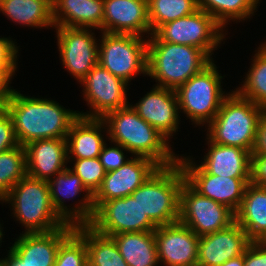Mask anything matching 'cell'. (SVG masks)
<instances>
[{"label":"cell","instance_id":"1","mask_svg":"<svg viewBox=\"0 0 266 266\" xmlns=\"http://www.w3.org/2000/svg\"><path fill=\"white\" fill-rule=\"evenodd\" d=\"M11 116L19 145L51 138H67L78 112L65 109L54 100L35 98L13 90L5 108Z\"/></svg>","mask_w":266,"mask_h":266},{"label":"cell","instance_id":"2","mask_svg":"<svg viewBox=\"0 0 266 266\" xmlns=\"http://www.w3.org/2000/svg\"><path fill=\"white\" fill-rule=\"evenodd\" d=\"M102 120L113 145H121L133 155L149 158L159 166L178 162L179 156L174 154L169 140L144 121L131 104L107 113Z\"/></svg>","mask_w":266,"mask_h":266},{"label":"cell","instance_id":"3","mask_svg":"<svg viewBox=\"0 0 266 266\" xmlns=\"http://www.w3.org/2000/svg\"><path fill=\"white\" fill-rule=\"evenodd\" d=\"M147 36V75L158 82L155 86L176 90L213 61L197 47Z\"/></svg>","mask_w":266,"mask_h":266},{"label":"cell","instance_id":"4","mask_svg":"<svg viewBox=\"0 0 266 266\" xmlns=\"http://www.w3.org/2000/svg\"><path fill=\"white\" fill-rule=\"evenodd\" d=\"M263 110L264 107L242 97L236 91L229 92L217 115L207 126V139L252 153Z\"/></svg>","mask_w":266,"mask_h":266},{"label":"cell","instance_id":"5","mask_svg":"<svg viewBox=\"0 0 266 266\" xmlns=\"http://www.w3.org/2000/svg\"><path fill=\"white\" fill-rule=\"evenodd\" d=\"M0 201L11 204L26 233L50 232L66 225L54 210L48 181L26 174Z\"/></svg>","mask_w":266,"mask_h":266},{"label":"cell","instance_id":"6","mask_svg":"<svg viewBox=\"0 0 266 266\" xmlns=\"http://www.w3.org/2000/svg\"><path fill=\"white\" fill-rule=\"evenodd\" d=\"M185 175L179 162L159 166L131 196L158 227L179 221L180 190Z\"/></svg>","mask_w":266,"mask_h":266},{"label":"cell","instance_id":"7","mask_svg":"<svg viewBox=\"0 0 266 266\" xmlns=\"http://www.w3.org/2000/svg\"><path fill=\"white\" fill-rule=\"evenodd\" d=\"M222 78L212 61L200 73L179 86L175 93L180 112L183 110L182 113L198 126L208 125L228 95L222 90Z\"/></svg>","mask_w":266,"mask_h":266},{"label":"cell","instance_id":"8","mask_svg":"<svg viewBox=\"0 0 266 266\" xmlns=\"http://www.w3.org/2000/svg\"><path fill=\"white\" fill-rule=\"evenodd\" d=\"M101 33L98 63L102 67L127 83L139 73L147 75L148 39L134 34Z\"/></svg>","mask_w":266,"mask_h":266},{"label":"cell","instance_id":"9","mask_svg":"<svg viewBox=\"0 0 266 266\" xmlns=\"http://www.w3.org/2000/svg\"><path fill=\"white\" fill-rule=\"evenodd\" d=\"M223 28L204 10L160 25L152 34L159 40L190 45L202 49L212 60L214 50L221 44Z\"/></svg>","mask_w":266,"mask_h":266},{"label":"cell","instance_id":"10","mask_svg":"<svg viewBox=\"0 0 266 266\" xmlns=\"http://www.w3.org/2000/svg\"><path fill=\"white\" fill-rule=\"evenodd\" d=\"M179 221L202 236L230 226L235 222V212L201 195L184 180L180 190Z\"/></svg>","mask_w":266,"mask_h":266},{"label":"cell","instance_id":"11","mask_svg":"<svg viewBox=\"0 0 266 266\" xmlns=\"http://www.w3.org/2000/svg\"><path fill=\"white\" fill-rule=\"evenodd\" d=\"M88 225L96 232L110 237L120 233L152 232L157 229L131 195L101 202L94 209L93 218Z\"/></svg>","mask_w":266,"mask_h":266},{"label":"cell","instance_id":"12","mask_svg":"<svg viewBox=\"0 0 266 266\" xmlns=\"http://www.w3.org/2000/svg\"><path fill=\"white\" fill-rule=\"evenodd\" d=\"M75 230L66 224L50 232H22L9 247L8 257L0 259L2 266H54L60 244Z\"/></svg>","mask_w":266,"mask_h":266},{"label":"cell","instance_id":"13","mask_svg":"<svg viewBox=\"0 0 266 266\" xmlns=\"http://www.w3.org/2000/svg\"><path fill=\"white\" fill-rule=\"evenodd\" d=\"M79 83L84 86V99L91 109L86 113L77 111L81 117L102 119L107 113L130 104L126 93L128 83L99 63Z\"/></svg>","mask_w":266,"mask_h":266},{"label":"cell","instance_id":"14","mask_svg":"<svg viewBox=\"0 0 266 266\" xmlns=\"http://www.w3.org/2000/svg\"><path fill=\"white\" fill-rule=\"evenodd\" d=\"M185 180L201 195L226 205L236 212L243 200L244 191L251 178H231L206 173L187 157H178Z\"/></svg>","mask_w":266,"mask_h":266},{"label":"cell","instance_id":"15","mask_svg":"<svg viewBox=\"0 0 266 266\" xmlns=\"http://www.w3.org/2000/svg\"><path fill=\"white\" fill-rule=\"evenodd\" d=\"M54 28L62 65L78 82L82 81L98 64L99 43L94 37L95 33L91 28Z\"/></svg>","mask_w":266,"mask_h":266},{"label":"cell","instance_id":"16","mask_svg":"<svg viewBox=\"0 0 266 266\" xmlns=\"http://www.w3.org/2000/svg\"><path fill=\"white\" fill-rule=\"evenodd\" d=\"M54 177L48 184L51 201L58 216L66 224L73 226L89 224L94 215L93 195L83 185L81 178L68 167ZM81 192H85L84 198L75 207L71 209L64 204L65 199L76 198Z\"/></svg>","mask_w":266,"mask_h":266},{"label":"cell","instance_id":"17","mask_svg":"<svg viewBox=\"0 0 266 266\" xmlns=\"http://www.w3.org/2000/svg\"><path fill=\"white\" fill-rule=\"evenodd\" d=\"M159 263L165 266H197L200 236L180 221L154 231Z\"/></svg>","mask_w":266,"mask_h":266},{"label":"cell","instance_id":"18","mask_svg":"<svg viewBox=\"0 0 266 266\" xmlns=\"http://www.w3.org/2000/svg\"><path fill=\"white\" fill-rule=\"evenodd\" d=\"M117 170L107 172L93 195L94 209L101 203L131 195L159 167L153 160L134 156Z\"/></svg>","mask_w":266,"mask_h":266},{"label":"cell","instance_id":"19","mask_svg":"<svg viewBox=\"0 0 266 266\" xmlns=\"http://www.w3.org/2000/svg\"><path fill=\"white\" fill-rule=\"evenodd\" d=\"M252 241L235 221L225 229L200 236L197 266H219L243 255Z\"/></svg>","mask_w":266,"mask_h":266},{"label":"cell","instance_id":"20","mask_svg":"<svg viewBox=\"0 0 266 266\" xmlns=\"http://www.w3.org/2000/svg\"><path fill=\"white\" fill-rule=\"evenodd\" d=\"M131 107L147 123L170 140L179 129V104L175 90L155 86Z\"/></svg>","mask_w":266,"mask_h":266},{"label":"cell","instance_id":"21","mask_svg":"<svg viewBox=\"0 0 266 266\" xmlns=\"http://www.w3.org/2000/svg\"><path fill=\"white\" fill-rule=\"evenodd\" d=\"M103 32L151 35L147 0H104Z\"/></svg>","mask_w":266,"mask_h":266},{"label":"cell","instance_id":"22","mask_svg":"<svg viewBox=\"0 0 266 266\" xmlns=\"http://www.w3.org/2000/svg\"><path fill=\"white\" fill-rule=\"evenodd\" d=\"M25 147L27 174L49 181L67 168L68 152L66 138L40 139Z\"/></svg>","mask_w":266,"mask_h":266},{"label":"cell","instance_id":"23","mask_svg":"<svg viewBox=\"0 0 266 266\" xmlns=\"http://www.w3.org/2000/svg\"><path fill=\"white\" fill-rule=\"evenodd\" d=\"M55 27L100 29L103 32L104 0H52Z\"/></svg>","mask_w":266,"mask_h":266},{"label":"cell","instance_id":"24","mask_svg":"<svg viewBox=\"0 0 266 266\" xmlns=\"http://www.w3.org/2000/svg\"><path fill=\"white\" fill-rule=\"evenodd\" d=\"M210 149L199 166L208 174L231 178H251V156L245 149L216 144L207 139Z\"/></svg>","mask_w":266,"mask_h":266},{"label":"cell","instance_id":"25","mask_svg":"<svg viewBox=\"0 0 266 266\" xmlns=\"http://www.w3.org/2000/svg\"><path fill=\"white\" fill-rule=\"evenodd\" d=\"M102 129H107L102 119L79 116L71 124L66 138L68 162L71 159L98 158L106 144Z\"/></svg>","mask_w":266,"mask_h":266},{"label":"cell","instance_id":"26","mask_svg":"<svg viewBox=\"0 0 266 266\" xmlns=\"http://www.w3.org/2000/svg\"><path fill=\"white\" fill-rule=\"evenodd\" d=\"M235 221L248 234L252 242L266 236V187L248 183Z\"/></svg>","mask_w":266,"mask_h":266},{"label":"cell","instance_id":"27","mask_svg":"<svg viewBox=\"0 0 266 266\" xmlns=\"http://www.w3.org/2000/svg\"><path fill=\"white\" fill-rule=\"evenodd\" d=\"M128 266H157V245L152 232L120 233L111 236Z\"/></svg>","mask_w":266,"mask_h":266},{"label":"cell","instance_id":"28","mask_svg":"<svg viewBox=\"0 0 266 266\" xmlns=\"http://www.w3.org/2000/svg\"><path fill=\"white\" fill-rule=\"evenodd\" d=\"M0 12L22 26L40 29L55 27L52 0H1Z\"/></svg>","mask_w":266,"mask_h":266},{"label":"cell","instance_id":"29","mask_svg":"<svg viewBox=\"0 0 266 266\" xmlns=\"http://www.w3.org/2000/svg\"><path fill=\"white\" fill-rule=\"evenodd\" d=\"M75 231L85 240L88 266H128L112 237L96 232L88 224L75 226Z\"/></svg>","mask_w":266,"mask_h":266},{"label":"cell","instance_id":"30","mask_svg":"<svg viewBox=\"0 0 266 266\" xmlns=\"http://www.w3.org/2000/svg\"><path fill=\"white\" fill-rule=\"evenodd\" d=\"M261 1V0H260ZM259 0H198V8L211 15L225 30L230 20H245L257 11ZM256 10V11H255Z\"/></svg>","mask_w":266,"mask_h":266},{"label":"cell","instance_id":"31","mask_svg":"<svg viewBox=\"0 0 266 266\" xmlns=\"http://www.w3.org/2000/svg\"><path fill=\"white\" fill-rule=\"evenodd\" d=\"M243 85L236 92L257 105L266 108V44L257 48Z\"/></svg>","mask_w":266,"mask_h":266},{"label":"cell","instance_id":"32","mask_svg":"<svg viewBox=\"0 0 266 266\" xmlns=\"http://www.w3.org/2000/svg\"><path fill=\"white\" fill-rule=\"evenodd\" d=\"M151 33L160 25L193 14L198 0H147Z\"/></svg>","mask_w":266,"mask_h":266},{"label":"cell","instance_id":"33","mask_svg":"<svg viewBox=\"0 0 266 266\" xmlns=\"http://www.w3.org/2000/svg\"><path fill=\"white\" fill-rule=\"evenodd\" d=\"M27 174L24 146L0 153V200Z\"/></svg>","mask_w":266,"mask_h":266},{"label":"cell","instance_id":"34","mask_svg":"<svg viewBox=\"0 0 266 266\" xmlns=\"http://www.w3.org/2000/svg\"><path fill=\"white\" fill-rule=\"evenodd\" d=\"M54 266H88L85 240L75 230L60 244Z\"/></svg>","mask_w":266,"mask_h":266},{"label":"cell","instance_id":"35","mask_svg":"<svg viewBox=\"0 0 266 266\" xmlns=\"http://www.w3.org/2000/svg\"><path fill=\"white\" fill-rule=\"evenodd\" d=\"M74 167L70 168L76 173L88 189V191L94 195L100 188L106 171L103 168L99 158H84V159H72Z\"/></svg>","mask_w":266,"mask_h":266},{"label":"cell","instance_id":"36","mask_svg":"<svg viewBox=\"0 0 266 266\" xmlns=\"http://www.w3.org/2000/svg\"><path fill=\"white\" fill-rule=\"evenodd\" d=\"M107 146V144L103 146L102 151L98 157L106 173L117 170L129 160V158L126 159L123 152V150L126 152L127 150L121 145L115 144L114 147Z\"/></svg>","mask_w":266,"mask_h":266},{"label":"cell","instance_id":"37","mask_svg":"<svg viewBox=\"0 0 266 266\" xmlns=\"http://www.w3.org/2000/svg\"><path fill=\"white\" fill-rule=\"evenodd\" d=\"M19 146L12 118L5 109L0 110V153Z\"/></svg>","mask_w":266,"mask_h":266},{"label":"cell","instance_id":"38","mask_svg":"<svg viewBox=\"0 0 266 266\" xmlns=\"http://www.w3.org/2000/svg\"><path fill=\"white\" fill-rule=\"evenodd\" d=\"M16 42L10 38H0V71L17 70V54L19 53Z\"/></svg>","mask_w":266,"mask_h":266},{"label":"cell","instance_id":"39","mask_svg":"<svg viewBox=\"0 0 266 266\" xmlns=\"http://www.w3.org/2000/svg\"><path fill=\"white\" fill-rule=\"evenodd\" d=\"M244 266H266V243H250L244 253Z\"/></svg>","mask_w":266,"mask_h":266},{"label":"cell","instance_id":"40","mask_svg":"<svg viewBox=\"0 0 266 266\" xmlns=\"http://www.w3.org/2000/svg\"><path fill=\"white\" fill-rule=\"evenodd\" d=\"M251 183L266 187V154H252Z\"/></svg>","mask_w":266,"mask_h":266},{"label":"cell","instance_id":"41","mask_svg":"<svg viewBox=\"0 0 266 266\" xmlns=\"http://www.w3.org/2000/svg\"><path fill=\"white\" fill-rule=\"evenodd\" d=\"M15 71H0V110L4 109L10 100L14 89L9 86Z\"/></svg>","mask_w":266,"mask_h":266},{"label":"cell","instance_id":"42","mask_svg":"<svg viewBox=\"0 0 266 266\" xmlns=\"http://www.w3.org/2000/svg\"><path fill=\"white\" fill-rule=\"evenodd\" d=\"M251 154H266V108L259 119L256 140Z\"/></svg>","mask_w":266,"mask_h":266},{"label":"cell","instance_id":"43","mask_svg":"<svg viewBox=\"0 0 266 266\" xmlns=\"http://www.w3.org/2000/svg\"><path fill=\"white\" fill-rule=\"evenodd\" d=\"M219 266H244V254L236 258L230 259Z\"/></svg>","mask_w":266,"mask_h":266},{"label":"cell","instance_id":"44","mask_svg":"<svg viewBox=\"0 0 266 266\" xmlns=\"http://www.w3.org/2000/svg\"><path fill=\"white\" fill-rule=\"evenodd\" d=\"M1 223H0V243L2 242V237H3V229L1 228ZM1 246V245H0Z\"/></svg>","mask_w":266,"mask_h":266},{"label":"cell","instance_id":"45","mask_svg":"<svg viewBox=\"0 0 266 266\" xmlns=\"http://www.w3.org/2000/svg\"><path fill=\"white\" fill-rule=\"evenodd\" d=\"M260 242L266 243V236Z\"/></svg>","mask_w":266,"mask_h":266}]
</instances>
